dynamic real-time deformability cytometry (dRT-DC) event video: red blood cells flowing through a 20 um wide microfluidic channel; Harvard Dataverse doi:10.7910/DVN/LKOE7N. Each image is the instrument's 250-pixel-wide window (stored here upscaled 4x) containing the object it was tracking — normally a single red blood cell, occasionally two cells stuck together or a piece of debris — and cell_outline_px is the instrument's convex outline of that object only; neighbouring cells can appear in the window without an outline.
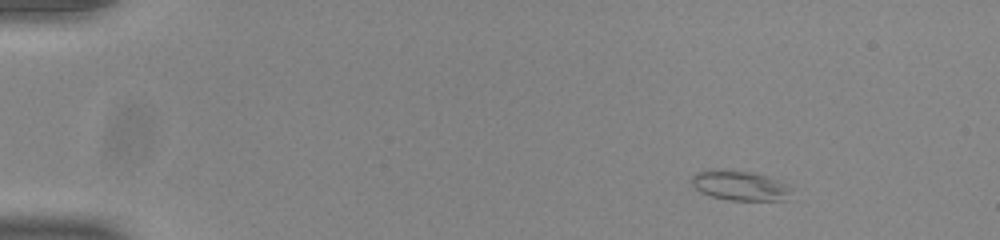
{"species": "common noctule bat (a hibernating species)", "species_latin": "Nyctalus noctula", "temperature_condition": "room temperature", "stored_images_in_passage": 47, "camera_frame_rate_fps": 3000, "um_per_image_px": 0.085, "animal": {"sex": "male", "body_mass_g": 20.0, "forearm_length_mm": 53.3}, "frame": {"image": 1, "passage_image": 1, "time_ms": 0.0, "image_size_px": [1000, 240], "cell_outline_px": [[796, 188], [784, 200], [732, 200], [712, 196], [700, 192], [692, 184], [692, 176], [696, 172], [712, 168], [752, 172], [768, 176]], "centroid_in_image_um": [62.91, 15.75], "position_along_channel_um": 22.1, "area_um2": 17.51}}
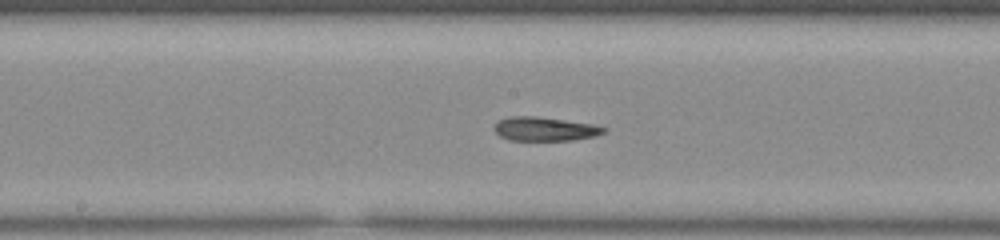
{"frame": {"image": 2, "passage_image": 23, "time_ms": 7.333, "image_size_px": [1000, 240], "cell_outline_px": [[608, 128], [604, 132], [596, 136], [572, 140], [508, 140], [500, 136], [492, 128], [496, 120], [508, 116], [536, 116], [592, 124]], "centroid_in_image_um": [46.25, 10.95], "position_along_channel_um": 202.0, "area_um2": 15.37}}
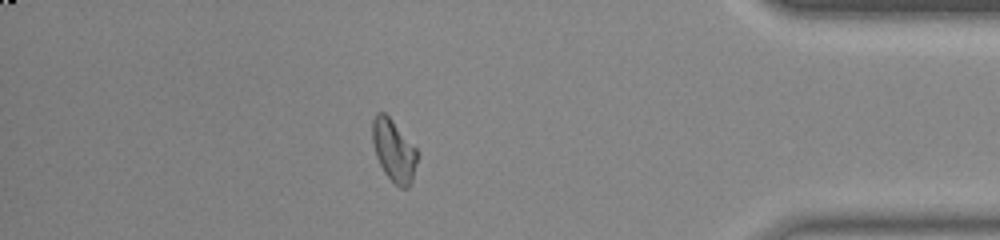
{"frame": {"image": 3, "passage_image": 41, "time_ms": 13.333, "image_size_px": [1000, 240], "cell_outline_px": [[416, 164], [412, 180], [408, 188], [400, 188], [384, 172], [376, 156], [372, 140], [372, 120], [376, 112], [384, 112], [392, 120], [416, 148]], "centroid_in_image_um": [33.45, 12.78], "position_along_channel_um": 401.8, "area_um2": 15.95}, "authors_computed_cell_mechanics": {"area_um2": 16.1262, "velocity_mm_per_s": 3.8844, "shape_relaxation_time_tau1_ms": null, "shape_relaxation_time_tau2_ms": 8.6396, "deformation_change_tau1": null, "deformation_change_tau2": 0.2138}}